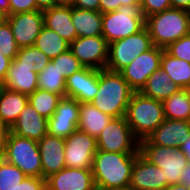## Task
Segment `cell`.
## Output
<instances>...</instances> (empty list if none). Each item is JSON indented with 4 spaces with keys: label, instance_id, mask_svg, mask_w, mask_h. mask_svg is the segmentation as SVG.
Listing matches in <instances>:
<instances>
[{
    "label": "cell",
    "instance_id": "cell-1",
    "mask_svg": "<svg viewBox=\"0 0 190 190\" xmlns=\"http://www.w3.org/2000/svg\"><path fill=\"white\" fill-rule=\"evenodd\" d=\"M138 154L97 150L92 166L96 189L112 190L129 187L132 167Z\"/></svg>",
    "mask_w": 190,
    "mask_h": 190
},
{
    "label": "cell",
    "instance_id": "cell-2",
    "mask_svg": "<svg viewBox=\"0 0 190 190\" xmlns=\"http://www.w3.org/2000/svg\"><path fill=\"white\" fill-rule=\"evenodd\" d=\"M134 90L120 72L99 70L98 92L91 103L113 118L126 115Z\"/></svg>",
    "mask_w": 190,
    "mask_h": 190
},
{
    "label": "cell",
    "instance_id": "cell-3",
    "mask_svg": "<svg viewBox=\"0 0 190 190\" xmlns=\"http://www.w3.org/2000/svg\"><path fill=\"white\" fill-rule=\"evenodd\" d=\"M153 46L167 48L171 43L190 33V12L169 8L145 18Z\"/></svg>",
    "mask_w": 190,
    "mask_h": 190
},
{
    "label": "cell",
    "instance_id": "cell-4",
    "mask_svg": "<svg viewBox=\"0 0 190 190\" xmlns=\"http://www.w3.org/2000/svg\"><path fill=\"white\" fill-rule=\"evenodd\" d=\"M135 138L146 139L163 121V102L134 92L125 115Z\"/></svg>",
    "mask_w": 190,
    "mask_h": 190
},
{
    "label": "cell",
    "instance_id": "cell-5",
    "mask_svg": "<svg viewBox=\"0 0 190 190\" xmlns=\"http://www.w3.org/2000/svg\"><path fill=\"white\" fill-rule=\"evenodd\" d=\"M145 27L140 4L122 5L102 14V36L108 44L131 36Z\"/></svg>",
    "mask_w": 190,
    "mask_h": 190
},
{
    "label": "cell",
    "instance_id": "cell-6",
    "mask_svg": "<svg viewBox=\"0 0 190 190\" xmlns=\"http://www.w3.org/2000/svg\"><path fill=\"white\" fill-rule=\"evenodd\" d=\"M3 158L28 177H43L38 141L8 131Z\"/></svg>",
    "mask_w": 190,
    "mask_h": 190
},
{
    "label": "cell",
    "instance_id": "cell-7",
    "mask_svg": "<svg viewBox=\"0 0 190 190\" xmlns=\"http://www.w3.org/2000/svg\"><path fill=\"white\" fill-rule=\"evenodd\" d=\"M152 47L153 43L146 27L131 36L114 41L109 44L106 69L120 72L136 57Z\"/></svg>",
    "mask_w": 190,
    "mask_h": 190
},
{
    "label": "cell",
    "instance_id": "cell-8",
    "mask_svg": "<svg viewBox=\"0 0 190 190\" xmlns=\"http://www.w3.org/2000/svg\"><path fill=\"white\" fill-rule=\"evenodd\" d=\"M140 154L160 167L168 185L181 183L183 169L188 161L179 149L155 144H139Z\"/></svg>",
    "mask_w": 190,
    "mask_h": 190
},
{
    "label": "cell",
    "instance_id": "cell-9",
    "mask_svg": "<svg viewBox=\"0 0 190 190\" xmlns=\"http://www.w3.org/2000/svg\"><path fill=\"white\" fill-rule=\"evenodd\" d=\"M97 150L117 153H140L139 141L125 116L113 118L96 138Z\"/></svg>",
    "mask_w": 190,
    "mask_h": 190
},
{
    "label": "cell",
    "instance_id": "cell-10",
    "mask_svg": "<svg viewBox=\"0 0 190 190\" xmlns=\"http://www.w3.org/2000/svg\"><path fill=\"white\" fill-rule=\"evenodd\" d=\"M64 140L66 167L92 169L94 155L97 152L96 138L77 128Z\"/></svg>",
    "mask_w": 190,
    "mask_h": 190
},
{
    "label": "cell",
    "instance_id": "cell-11",
    "mask_svg": "<svg viewBox=\"0 0 190 190\" xmlns=\"http://www.w3.org/2000/svg\"><path fill=\"white\" fill-rule=\"evenodd\" d=\"M163 51V48L153 46L120 71L135 92H140L146 85L148 77L160 68Z\"/></svg>",
    "mask_w": 190,
    "mask_h": 190
},
{
    "label": "cell",
    "instance_id": "cell-12",
    "mask_svg": "<svg viewBox=\"0 0 190 190\" xmlns=\"http://www.w3.org/2000/svg\"><path fill=\"white\" fill-rule=\"evenodd\" d=\"M69 49L83 66L99 70L106 68L109 44L102 35L77 37Z\"/></svg>",
    "mask_w": 190,
    "mask_h": 190
},
{
    "label": "cell",
    "instance_id": "cell-13",
    "mask_svg": "<svg viewBox=\"0 0 190 190\" xmlns=\"http://www.w3.org/2000/svg\"><path fill=\"white\" fill-rule=\"evenodd\" d=\"M14 39L19 48L33 46L44 26L43 13L40 10L17 13L7 16Z\"/></svg>",
    "mask_w": 190,
    "mask_h": 190
},
{
    "label": "cell",
    "instance_id": "cell-14",
    "mask_svg": "<svg viewBox=\"0 0 190 190\" xmlns=\"http://www.w3.org/2000/svg\"><path fill=\"white\" fill-rule=\"evenodd\" d=\"M79 107L80 103L76 99L62 98L48 119V134L63 139L69 137L78 128Z\"/></svg>",
    "mask_w": 190,
    "mask_h": 190
},
{
    "label": "cell",
    "instance_id": "cell-15",
    "mask_svg": "<svg viewBox=\"0 0 190 190\" xmlns=\"http://www.w3.org/2000/svg\"><path fill=\"white\" fill-rule=\"evenodd\" d=\"M46 190H97L92 169L68 168L45 178Z\"/></svg>",
    "mask_w": 190,
    "mask_h": 190
},
{
    "label": "cell",
    "instance_id": "cell-16",
    "mask_svg": "<svg viewBox=\"0 0 190 190\" xmlns=\"http://www.w3.org/2000/svg\"><path fill=\"white\" fill-rule=\"evenodd\" d=\"M190 135V121L164 119V121L139 144H155L179 149Z\"/></svg>",
    "mask_w": 190,
    "mask_h": 190
},
{
    "label": "cell",
    "instance_id": "cell-17",
    "mask_svg": "<svg viewBox=\"0 0 190 190\" xmlns=\"http://www.w3.org/2000/svg\"><path fill=\"white\" fill-rule=\"evenodd\" d=\"M99 69L84 67L66 78V97L90 103L98 92Z\"/></svg>",
    "mask_w": 190,
    "mask_h": 190
},
{
    "label": "cell",
    "instance_id": "cell-18",
    "mask_svg": "<svg viewBox=\"0 0 190 190\" xmlns=\"http://www.w3.org/2000/svg\"><path fill=\"white\" fill-rule=\"evenodd\" d=\"M167 185L162 169L139 153L132 167L130 187L134 190H163Z\"/></svg>",
    "mask_w": 190,
    "mask_h": 190
},
{
    "label": "cell",
    "instance_id": "cell-19",
    "mask_svg": "<svg viewBox=\"0 0 190 190\" xmlns=\"http://www.w3.org/2000/svg\"><path fill=\"white\" fill-rule=\"evenodd\" d=\"M37 78L34 63L13 59L2 87L29 96L38 89Z\"/></svg>",
    "mask_w": 190,
    "mask_h": 190
},
{
    "label": "cell",
    "instance_id": "cell-20",
    "mask_svg": "<svg viewBox=\"0 0 190 190\" xmlns=\"http://www.w3.org/2000/svg\"><path fill=\"white\" fill-rule=\"evenodd\" d=\"M43 178L59 172L66 167L65 140L48 133L38 141Z\"/></svg>",
    "mask_w": 190,
    "mask_h": 190
},
{
    "label": "cell",
    "instance_id": "cell-21",
    "mask_svg": "<svg viewBox=\"0 0 190 190\" xmlns=\"http://www.w3.org/2000/svg\"><path fill=\"white\" fill-rule=\"evenodd\" d=\"M47 124L48 119L27 103L9 131L20 137L39 141L48 133Z\"/></svg>",
    "mask_w": 190,
    "mask_h": 190
},
{
    "label": "cell",
    "instance_id": "cell-22",
    "mask_svg": "<svg viewBox=\"0 0 190 190\" xmlns=\"http://www.w3.org/2000/svg\"><path fill=\"white\" fill-rule=\"evenodd\" d=\"M44 26L58 33L69 43L77 38L76 29L72 23V7L54 6L42 11Z\"/></svg>",
    "mask_w": 190,
    "mask_h": 190
},
{
    "label": "cell",
    "instance_id": "cell-23",
    "mask_svg": "<svg viewBox=\"0 0 190 190\" xmlns=\"http://www.w3.org/2000/svg\"><path fill=\"white\" fill-rule=\"evenodd\" d=\"M28 103V95L0 86V121L10 129Z\"/></svg>",
    "mask_w": 190,
    "mask_h": 190
},
{
    "label": "cell",
    "instance_id": "cell-24",
    "mask_svg": "<svg viewBox=\"0 0 190 190\" xmlns=\"http://www.w3.org/2000/svg\"><path fill=\"white\" fill-rule=\"evenodd\" d=\"M112 119V116L103 113L91 102L80 103L78 129L90 136L97 138Z\"/></svg>",
    "mask_w": 190,
    "mask_h": 190
},
{
    "label": "cell",
    "instance_id": "cell-25",
    "mask_svg": "<svg viewBox=\"0 0 190 190\" xmlns=\"http://www.w3.org/2000/svg\"><path fill=\"white\" fill-rule=\"evenodd\" d=\"M181 88L171 81L170 76L161 68L154 71L140 91L143 95L158 101H164Z\"/></svg>",
    "mask_w": 190,
    "mask_h": 190
},
{
    "label": "cell",
    "instance_id": "cell-26",
    "mask_svg": "<svg viewBox=\"0 0 190 190\" xmlns=\"http://www.w3.org/2000/svg\"><path fill=\"white\" fill-rule=\"evenodd\" d=\"M72 23L77 37L102 35V13L72 7Z\"/></svg>",
    "mask_w": 190,
    "mask_h": 190
},
{
    "label": "cell",
    "instance_id": "cell-27",
    "mask_svg": "<svg viewBox=\"0 0 190 190\" xmlns=\"http://www.w3.org/2000/svg\"><path fill=\"white\" fill-rule=\"evenodd\" d=\"M160 68L171 78V81L181 89L190 85V63L183 59L171 56L165 49L161 58Z\"/></svg>",
    "mask_w": 190,
    "mask_h": 190
},
{
    "label": "cell",
    "instance_id": "cell-28",
    "mask_svg": "<svg viewBox=\"0 0 190 190\" xmlns=\"http://www.w3.org/2000/svg\"><path fill=\"white\" fill-rule=\"evenodd\" d=\"M164 118L172 120L190 121V94L187 89H180L177 93L163 101Z\"/></svg>",
    "mask_w": 190,
    "mask_h": 190
},
{
    "label": "cell",
    "instance_id": "cell-29",
    "mask_svg": "<svg viewBox=\"0 0 190 190\" xmlns=\"http://www.w3.org/2000/svg\"><path fill=\"white\" fill-rule=\"evenodd\" d=\"M34 46L47 55L49 59H54L61 53L67 51L70 43L55 31L43 26L35 40Z\"/></svg>",
    "mask_w": 190,
    "mask_h": 190
},
{
    "label": "cell",
    "instance_id": "cell-30",
    "mask_svg": "<svg viewBox=\"0 0 190 190\" xmlns=\"http://www.w3.org/2000/svg\"><path fill=\"white\" fill-rule=\"evenodd\" d=\"M38 88L56 93L62 98L66 97V78L59 72L56 64L49 62L47 66L38 73Z\"/></svg>",
    "mask_w": 190,
    "mask_h": 190
},
{
    "label": "cell",
    "instance_id": "cell-31",
    "mask_svg": "<svg viewBox=\"0 0 190 190\" xmlns=\"http://www.w3.org/2000/svg\"><path fill=\"white\" fill-rule=\"evenodd\" d=\"M62 97L56 93L36 89L28 96V103L43 117L49 119L56 111Z\"/></svg>",
    "mask_w": 190,
    "mask_h": 190
},
{
    "label": "cell",
    "instance_id": "cell-32",
    "mask_svg": "<svg viewBox=\"0 0 190 190\" xmlns=\"http://www.w3.org/2000/svg\"><path fill=\"white\" fill-rule=\"evenodd\" d=\"M25 177L18 167L0 159V190H14Z\"/></svg>",
    "mask_w": 190,
    "mask_h": 190
},
{
    "label": "cell",
    "instance_id": "cell-33",
    "mask_svg": "<svg viewBox=\"0 0 190 190\" xmlns=\"http://www.w3.org/2000/svg\"><path fill=\"white\" fill-rule=\"evenodd\" d=\"M50 62L56 64L57 69L62 73L64 78H68L73 73L78 72L85 67L73 55L70 49L61 53L56 58L51 59Z\"/></svg>",
    "mask_w": 190,
    "mask_h": 190
},
{
    "label": "cell",
    "instance_id": "cell-34",
    "mask_svg": "<svg viewBox=\"0 0 190 190\" xmlns=\"http://www.w3.org/2000/svg\"><path fill=\"white\" fill-rule=\"evenodd\" d=\"M16 61H29L34 63L35 72H41L47 64L51 61L41 50L34 45L30 47H23L19 49L15 57Z\"/></svg>",
    "mask_w": 190,
    "mask_h": 190
},
{
    "label": "cell",
    "instance_id": "cell-35",
    "mask_svg": "<svg viewBox=\"0 0 190 190\" xmlns=\"http://www.w3.org/2000/svg\"><path fill=\"white\" fill-rule=\"evenodd\" d=\"M19 46L17 45L12 29L8 22H5L0 27V52L11 60L15 59L19 52Z\"/></svg>",
    "mask_w": 190,
    "mask_h": 190
},
{
    "label": "cell",
    "instance_id": "cell-36",
    "mask_svg": "<svg viewBox=\"0 0 190 190\" xmlns=\"http://www.w3.org/2000/svg\"><path fill=\"white\" fill-rule=\"evenodd\" d=\"M165 50L173 57L190 63V33L171 43Z\"/></svg>",
    "mask_w": 190,
    "mask_h": 190
},
{
    "label": "cell",
    "instance_id": "cell-37",
    "mask_svg": "<svg viewBox=\"0 0 190 190\" xmlns=\"http://www.w3.org/2000/svg\"><path fill=\"white\" fill-rule=\"evenodd\" d=\"M141 11L144 17L151 16L156 13L171 8L170 0H140Z\"/></svg>",
    "mask_w": 190,
    "mask_h": 190
},
{
    "label": "cell",
    "instance_id": "cell-38",
    "mask_svg": "<svg viewBox=\"0 0 190 190\" xmlns=\"http://www.w3.org/2000/svg\"><path fill=\"white\" fill-rule=\"evenodd\" d=\"M10 15L37 10L36 0H9Z\"/></svg>",
    "mask_w": 190,
    "mask_h": 190
},
{
    "label": "cell",
    "instance_id": "cell-39",
    "mask_svg": "<svg viewBox=\"0 0 190 190\" xmlns=\"http://www.w3.org/2000/svg\"><path fill=\"white\" fill-rule=\"evenodd\" d=\"M140 4V0H99V11L103 13L118 10L122 5Z\"/></svg>",
    "mask_w": 190,
    "mask_h": 190
},
{
    "label": "cell",
    "instance_id": "cell-40",
    "mask_svg": "<svg viewBox=\"0 0 190 190\" xmlns=\"http://www.w3.org/2000/svg\"><path fill=\"white\" fill-rule=\"evenodd\" d=\"M14 190H46L45 178L26 176Z\"/></svg>",
    "mask_w": 190,
    "mask_h": 190
},
{
    "label": "cell",
    "instance_id": "cell-41",
    "mask_svg": "<svg viewBox=\"0 0 190 190\" xmlns=\"http://www.w3.org/2000/svg\"><path fill=\"white\" fill-rule=\"evenodd\" d=\"M73 7L82 10L99 11V0H75Z\"/></svg>",
    "mask_w": 190,
    "mask_h": 190
},
{
    "label": "cell",
    "instance_id": "cell-42",
    "mask_svg": "<svg viewBox=\"0 0 190 190\" xmlns=\"http://www.w3.org/2000/svg\"><path fill=\"white\" fill-rule=\"evenodd\" d=\"M12 60L0 52V86L3 85Z\"/></svg>",
    "mask_w": 190,
    "mask_h": 190
},
{
    "label": "cell",
    "instance_id": "cell-43",
    "mask_svg": "<svg viewBox=\"0 0 190 190\" xmlns=\"http://www.w3.org/2000/svg\"><path fill=\"white\" fill-rule=\"evenodd\" d=\"M9 129L0 121V159L4 157L5 141Z\"/></svg>",
    "mask_w": 190,
    "mask_h": 190
},
{
    "label": "cell",
    "instance_id": "cell-44",
    "mask_svg": "<svg viewBox=\"0 0 190 190\" xmlns=\"http://www.w3.org/2000/svg\"><path fill=\"white\" fill-rule=\"evenodd\" d=\"M171 8L183 9L190 12V0H170Z\"/></svg>",
    "mask_w": 190,
    "mask_h": 190
},
{
    "label": "cell",
    "instance_id": "cell-45",
    "mask_svg": "<svg viewBox=\"0 0 190 190\" xmlns=\"http://www.w3.org/2000/svg\"><path fill=\"white\" fill-rule=\"evenodd\" d=\"M37 10L44 11L55 6V0H36Z\"/></svg>",
    "mask_w": 190,
    "mask_h": 190
},
{
    "label": "cell",
    "instance_id": "cell-46",
    "mask_svg": "<svg viewBox=\"0 0 190 190\" xmlns=\"http://www.w3.org/2000/svg\"><path fill=\"white\" fill-rule=\"evenodd\" d=\"M179 150L182 152V154H184L188 164L190 165V135L188 139L182 145H180Z\"/></svg>",
    "mask_w": 190,
    "mask_h": 190
},
{
    "label": "cell",
    "instance_id": "cell-47",
    "mask_svg": "<svg viewBox=\"0 0 190 190\" xmlns=\"http://www.w3.org/2000/svg\"><path fill=\"white\" fill-rule=\"evenodd\" d=\"M181 183H184L190 190V165L188 164L182 171Z\"/></svg>",
    "mask_w": 190,
    "mask_h": 190
},
{
    "label": "cell",
    "instance_id": "cell-48",
    "mask_svg": "<svg viewBox=\"0 0 190 190\" xmlns=\"http://www.w3.org/2000/svg\"><path fill=\"white\" fill-rule=\"evenodd\" d=\"M0 12L10 15L9 0H0Z\"/></svg>",
    "mask_w": 190,
    "mask_h": 190
},
{
    "label": "cell",
    "instance_id": "cell-49",
    "mask_svg": "<svg viewBox=\"0 0 190 190\" xmlns=\"http://www.w3.org/2000/svg\"><path fill=\"white\" fill-rule=\"evenodd\" d=\"M163 190H188V187L184 183L167 185Z\"/></svg>",
    "mask_w": 190,
    "mask_h": 190
},
{
    "label": "cell",
    "instance_id": "cell-50",
    "mask_svg": "<svg viewBox=\"0 0 190 190\" xmlns=\"http://www.w3.org/2000/svg\"><path fill=\"white\" fill-rule=\"evenodd\" d=\"M75 0H55V6L73 7Z\"/></svg>",
    "mask_w": 190,
    "mask_h": 190
},
{
    "label": "cell",
    "instance_id": "cell-51",
    "mask_svg": "<svg viewBox=\"0 0 190 190\" xmlns=\"http://www.w3.org/2000/svg\"><path fill=\"white\" fill-rule=\"evenodd\" d=\"M7 22V15L5 13L0 12V27Z\"/></svg>",
    "mask_w": 190,
    "mask_h": 190
},
{
    "label": "cell",
    "instance_id": "cell-52",
    "mask_svg": "<svg viewBox=\"0 0 190 190\" xmlns=\"http://www.w3.org/2000/svg\"><path fill=\"white\" fill-rule=\"evenodd\" d=\"M112 190H134L130 186L126 188L112 189Z\"/></svg>",
    "mask_w": 190,
    "mask_h": 190
},
{
    "label": "cell",
    "instance_id": "cell-53",
    "mask_svg": "<svg viewBox=\"0 0 190 190\" xmlns=\"http://www.w3.org/2000/svg\"><path fill=\"white\" fill-rule=\"evenodd\" d=\"M187 90L189 91V94H190V85L188 86Z\"/></svg>",
    "mask_w": 190,
    "mask_h": 190
}]
</instances>
